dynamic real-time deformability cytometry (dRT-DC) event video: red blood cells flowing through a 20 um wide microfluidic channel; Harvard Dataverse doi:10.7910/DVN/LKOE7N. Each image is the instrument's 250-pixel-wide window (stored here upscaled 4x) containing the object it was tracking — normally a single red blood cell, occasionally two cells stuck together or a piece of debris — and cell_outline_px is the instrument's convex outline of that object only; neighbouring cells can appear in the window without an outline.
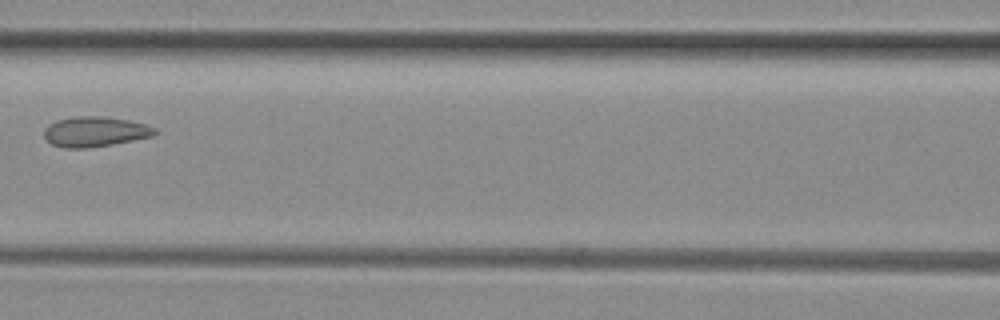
{"species": "common noctule bat (a hibernating species)", "species_latin": "Nyctalus noctula", "temperature_condition": "room temperature", "stored_images_in_passage": 6, "camera_frame_rate_fps": 3000, "um_per_image_px": 0.085, "animal": {"sex": "female", "body_mass_g": 29.2, "forearm_length_mm": 56.3}, "frame": {"image": 1, "passage_image": 6, "time_ms": 1.667, "image_size_px": [1000, 320], "cell_outline_px": [[160, 132], [152, 136], [112, 144], [88, 148], [64, 148], [52, 144], [44, 136], [44, 128], [48, 124], [56, 120], [76, 116], [104, 116], [128, 120], [144, 124], [156, 128]], "centroid_in_image_um": [8.07, 11.18], "position_along_channel_um": 158.5, "area_um2": 19.48}}